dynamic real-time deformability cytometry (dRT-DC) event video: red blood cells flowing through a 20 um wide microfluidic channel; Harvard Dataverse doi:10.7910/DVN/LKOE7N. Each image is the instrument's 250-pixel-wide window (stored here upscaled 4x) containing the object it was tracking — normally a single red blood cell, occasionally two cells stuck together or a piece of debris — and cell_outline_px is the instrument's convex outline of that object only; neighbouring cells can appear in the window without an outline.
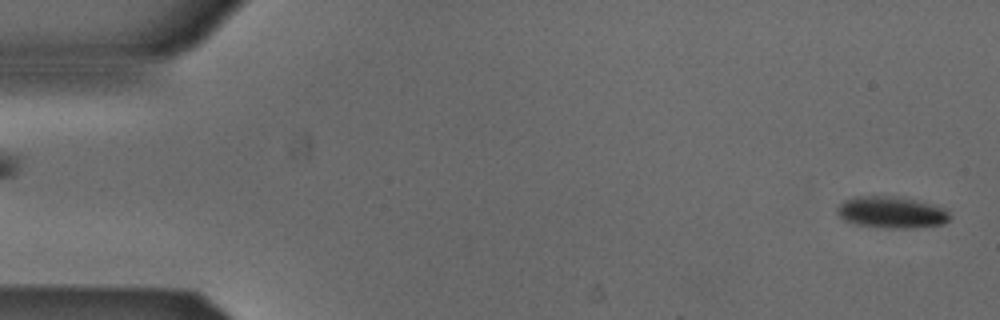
{"species": "Egyptian fruit bat (a non-hibernating species)", "species_latin": "Rousettus aegyptiacus", "temperature_condition": "cold", "stored_images_in_passage": 5, "segment_of_instrument_passage": [2, 2], "camera_frame_rate_fps": 3000, "um_per_image_px": 0.085, "animal": {"sex": "male"}, "frame": {"image": 1, "passage_image": 5, "time_ms": 1.333, "image_size_px": [1000, 320], "cell_outline_px": [[948, 220], [944, 224], [908, 228], [888, 228], [856, 224], [844, 220], [836, 212], [836, 208], [844, 200], [856, 196], [892, 196], [912, 200], [944, 208], [948, 212]], "centroid_in_image_um": [75.71, 18.05], "position_along_channel_um": 9.3, "area_um2": 20.35}}